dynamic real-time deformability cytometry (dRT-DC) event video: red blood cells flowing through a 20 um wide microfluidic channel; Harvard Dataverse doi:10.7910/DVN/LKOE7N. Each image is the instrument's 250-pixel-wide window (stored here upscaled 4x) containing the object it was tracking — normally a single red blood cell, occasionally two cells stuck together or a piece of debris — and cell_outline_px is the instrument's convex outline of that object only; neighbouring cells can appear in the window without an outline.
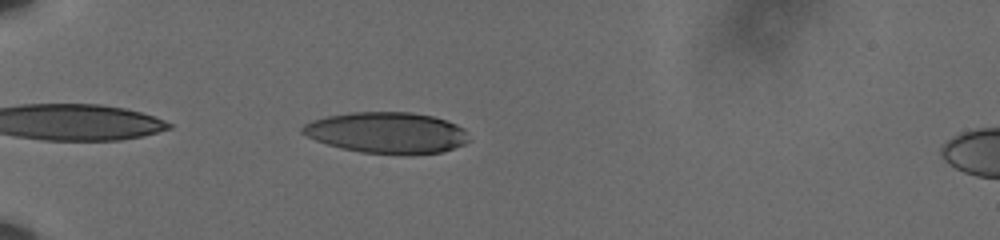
{"species": "human", "species_latin": "Homo sapiens", "temperature_condition": "cold", "stored_images_in_passage": 39, "camera_frame_rate_fps": 3000, "um_per_image_px": 0.085, "donor": {"sex": "male"}, "frame": {"image": 1, "passage_image": 3, "time_ms": 0.667, "image_size_px": [1000, 240], "cell_outline_px": [[468, 140], [464, 144], [440, 152], [408, 156], [400, 156], [360, 152], [340, 148], [316, 140], [300, 132], [300, 128], [304, 124], [312, 120], [324, 116], [348, 112], [412, 112], [432, 116], [456, 124], [464, 128]], "centroid_in_image_um": [32.85, 11.29], "position_along_channel_um": 52.1, "area_um2": 40.34}}
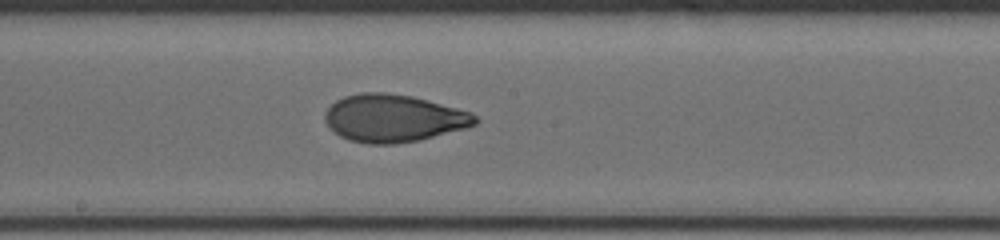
{"frame": {"image": 2, "passage_image": 19, "time_ms": 6.0, "image_size_px": [1000, 240], "cell_outline_px": [[480, 120], [476, 124], [468, 128], [420, 140], [396, 144], [368, 144], [348, 140], [332, 132], [328, 128], [324, 120], [324, 112], [336, 100], [344, 96], [360, 92], [384, 92], [412, 96], [472, 112]], "centroid_in_image_um": [33.43, 10.06], "position_along_channel_um": 214.8, "area_um2": 42.14}}
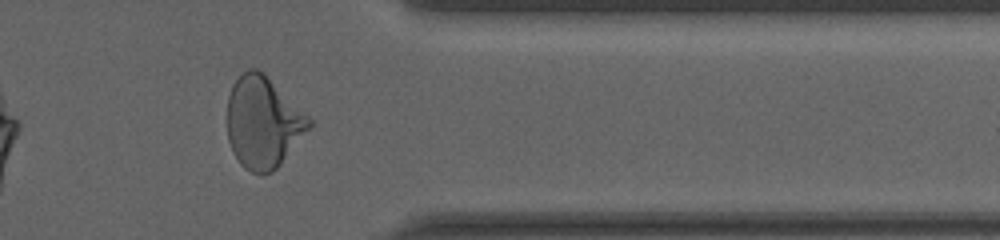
{"frame": {"image": 3, "passage_image": 34, "time_ms": 11.0, "image_size_px": [1000, 240], "cell_outline_px": [[312, 124], [280, 164], [272, 172], [264, 176], [252, 172], [244, 168], [240, 164], [232, 152], [228, 140], [228, 96], [232, 84], [248, 68], [256, 68], [264, 72], [312, 120]], "centroid_in_image_um": [22.33, 10.4], "position_along_channel_um": 389.1, "area_um2": 43.47}, "authors_computed_cell_mechanics": {"area_um2": 41.2692, "velocity_mm_per_s": 3.6073, "shape_relaxation_time_tau1_ms": 5.0142, "shape_relaxation_time_tau2_ms": 1.1899, "deformation_change_tau1": 0.1848, "deformation_change_tau2": 0.0647}}